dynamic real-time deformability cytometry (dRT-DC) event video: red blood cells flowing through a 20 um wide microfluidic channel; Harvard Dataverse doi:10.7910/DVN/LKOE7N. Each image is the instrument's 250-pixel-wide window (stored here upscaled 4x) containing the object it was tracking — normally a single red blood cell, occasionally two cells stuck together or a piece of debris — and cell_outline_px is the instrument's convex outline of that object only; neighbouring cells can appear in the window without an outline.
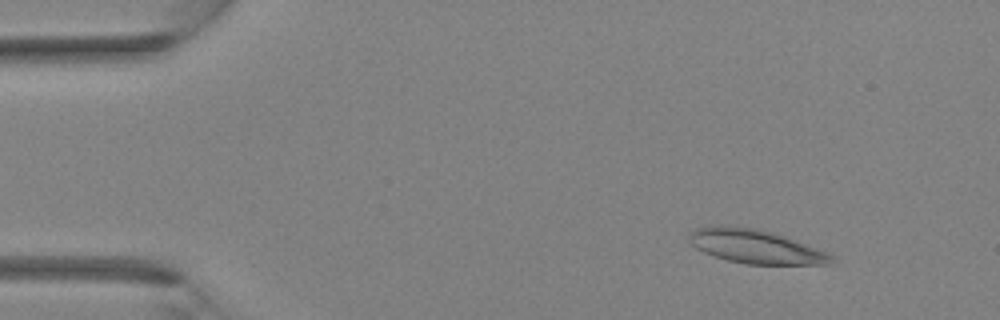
{"species": "Egyptian fruit bat (a non-hibernating species)", "species_latin": "Rousettus aegyptiacus", "temperature_condition": "room temperature", "stored_images_in_passage": 33, "camera_frame_rate_fps": 3000, "um_per_image_px": 0.085, "animal": {"sex": "female"}, "frame": {"image": 1, "passage_image": 1, "time_ms": 0.0, "image_size_px": [1000, 320], "cell_outline_px": [[836, 256], [828, 264], [748, 264], [728, 260], [704, 252], [696, 248], [688, 240], [688, 236], [696, 228], [708, 224], [728, 224], [756, 228], [784, 236], [828, 252]], "centroid_in_image_um": [64.17, 20.92], "position_along_channel_um": 20.8, "area_um2": 28.15}}
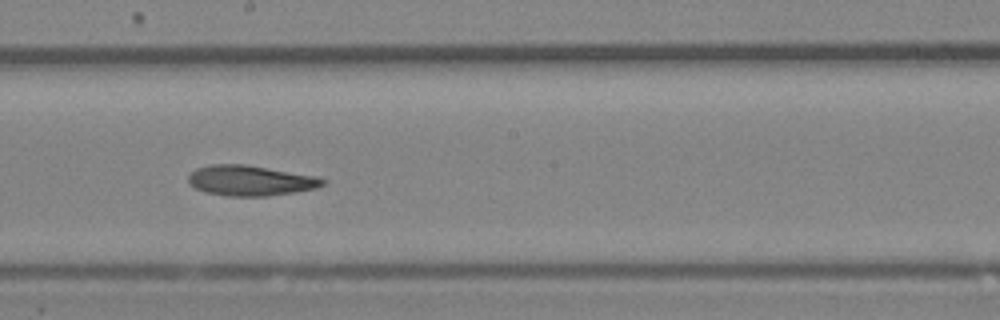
{"frame": {"image": 2, "passage_image": 17, "time_ms": 5.333, "image_size_px": [1000, 320], "cell_outline_px": [[328, 180], [324, 184], [316, 188], [268, 196], [228, 196], [204, 192], [188, 184], [188, 176], [196, 168], [208, 164], [244, 164], [316, 176]], "centroid_in_image_um": [21.25, 15.34], "position_along_channel_um": 227.0, "area_um2": 23.76}}
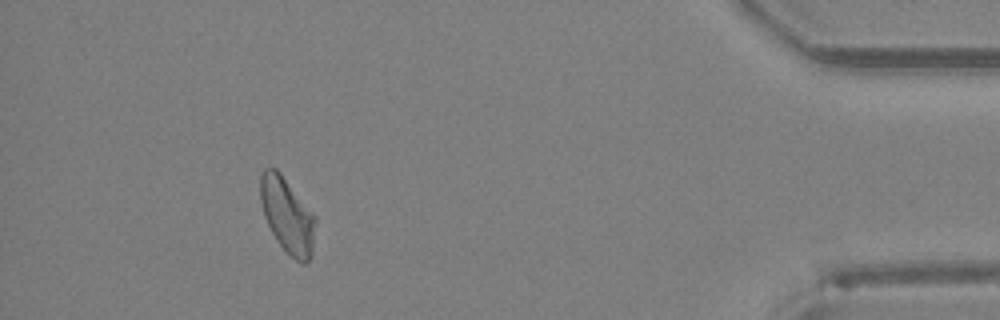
{"frame": {"image": 3, "passage_image": 30, "time_ms": 9.667, "image_size_px": [1000, 320], "cell_outline_px": [[316, 220], [312, 256], [304, 264], [300, 264], [276, 240], [264, 216], [260, 200], [260, 176], [264, 168], [276, 168], [280, 172], [316, 216]], "centroid_in_image_um": [24.43, 18.3], "position_along_channel_um": 410.8, "area_um2": 24.1}}